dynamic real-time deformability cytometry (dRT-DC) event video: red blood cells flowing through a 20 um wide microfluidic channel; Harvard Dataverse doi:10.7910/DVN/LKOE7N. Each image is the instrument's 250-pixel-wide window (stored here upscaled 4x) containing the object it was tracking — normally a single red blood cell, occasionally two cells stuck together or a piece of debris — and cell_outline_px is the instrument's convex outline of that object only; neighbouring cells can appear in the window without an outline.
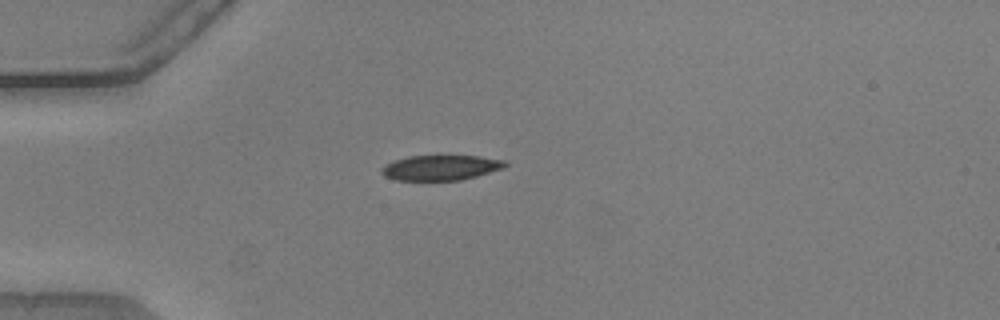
{"species": "common noctule bat (a hibernating species)", "species_latin": "Nyctalus noctula", "temperature_condition": "warm", "stored_images_in_passage": 40, "camera_frame_rate_fps": 3000, "um_per_image_px": 0.085, "animal": {"sex": "male", "body_mass_g": 20.5, "forearm_length_mm": 52.5}, "frame": {"image": 1, "passage_image": 1, "time_ms": 0.0, "image_size_px": [1000, 320], "cell_outline_px": [[508, 164], [504, 168], [476, 176], [460, 180], [392, 180], [384, 176], [380, 172], [380, 168], [384, 164], [408, 156], [480, 156], [508, 160]], "centroid_in_image_um": [37.46, 14.25], "position_along_channel_um": 47.5, "area_um2": 18.26}}
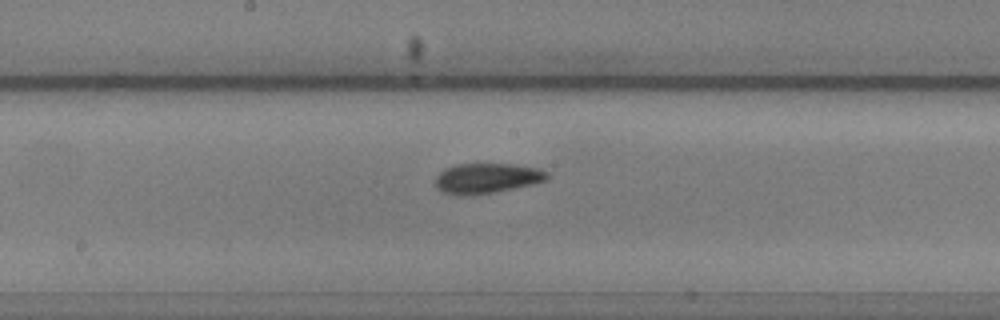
{"frame": {"image": 2, "passage_image": 15, "time_ms": 4.667, "image_size_px": [1000, 320], "cell_outline_px": [[548, 180], [532, 184], [492, 192], [468, 196], [464, 196], [444, 192], [436, 188], [436, 176], [444, 168], [456, 164], [512, 164], [536, 168], [548, 172]], "centroid_in_image_um": [41.36, 15.14], "position_along_channel_um": 206.8, "area_um2": 19.48}}
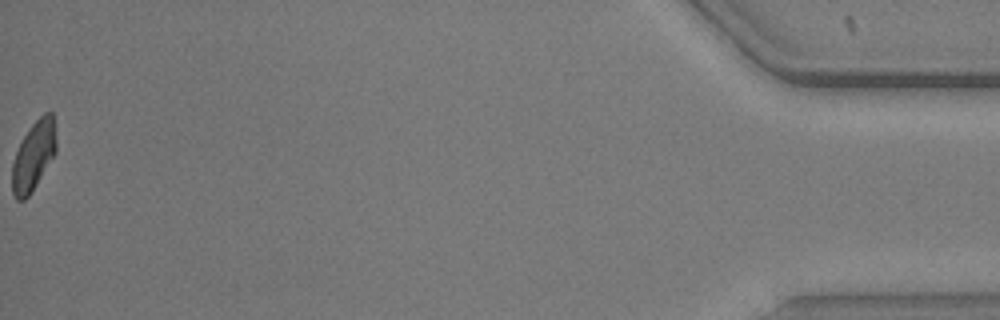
{"frame": {"image": 3, "passage_image": 40, "time_ms": 13.0, "image_size_px": [1000, 320], "cell_outline_px": [[56, 152], [36, 184], [28, 196], [24, 200], [16, 200], [12, 192], [12, 164], [16, 152], [24, 136], [32, 124], [44, 112], [52, 112], [56, 140]], "centroid_in_image_um": [2.85, 13.25], "position_along_channel_um": 432.4, "area_um2": 17.46}, "authors_computed_cell_mechanics": {"area_um2": 18.7561, "velocity_mm_per_s": 3.8379, "shape_relaxation_time_tau1_ms": 2.9164, "shape_relaxation_time_tau2_ms": 2.9463, "deformation_change_tau1": 0.1218, "deformation_change_tau2": 0.0761}}